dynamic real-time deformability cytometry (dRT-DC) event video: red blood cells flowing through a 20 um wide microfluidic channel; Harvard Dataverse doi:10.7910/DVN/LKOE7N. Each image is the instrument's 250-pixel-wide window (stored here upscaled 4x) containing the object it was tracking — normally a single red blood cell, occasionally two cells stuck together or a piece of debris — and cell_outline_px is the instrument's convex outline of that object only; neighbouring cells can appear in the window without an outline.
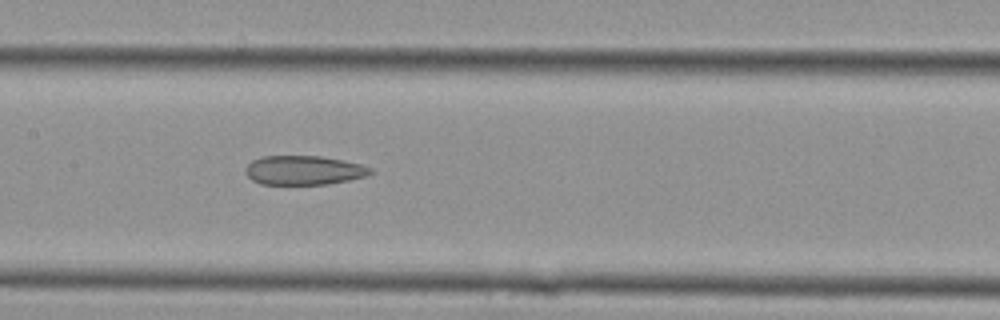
{"species": "Egyptian fruit bat (a non-hibernating species)", "species_latin": "Rousettus aegyptiacus", "temperature_condition": "cold", "stored_images_in_passage": 13, "camera_frame_rate_fps": 3000, "um_per_image_px": 0.085, "animal": {"sex": "female"}, "frame": {"image": 1, "passage_image": 13, "time_ms": 4.0, "image_size_px": [1000, 320], "cell_outline_px": [[376, 172], [368, 176], [328, 184], [260, 184], [252, 180], [244, 172], [244, 168], [252, 160], [264, 156], [320, 156], [344, 160], [360, 164], [372, 168]], "centroid_in_image_um": [25.84, 14.47], "position_along_channel_um": 181.6, "area_um2": 21.44}}